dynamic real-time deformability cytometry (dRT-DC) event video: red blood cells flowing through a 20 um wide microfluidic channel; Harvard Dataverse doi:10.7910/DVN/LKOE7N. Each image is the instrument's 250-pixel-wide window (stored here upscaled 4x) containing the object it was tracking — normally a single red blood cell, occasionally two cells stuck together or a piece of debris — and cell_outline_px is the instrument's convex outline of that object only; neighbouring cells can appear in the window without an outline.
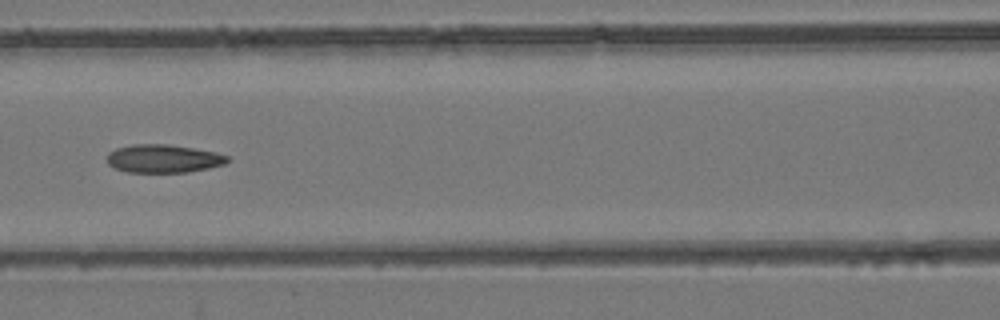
{"species": "common noctule bat (a hibernating species)", "species_latin": "Nyctalus noctula", "temperature_condition": "room temperature", "stored_images_in_passage": 7, "camera_frame_rate_fps": 3000, "um_per_image_px": 0.085, "animal": {"sex": "female", "body_mass_g": 24.6, "forearm_length_mm": 56.2}, "frame": {"image": 1, "passage_image": 7, "time_ms": 2.0, "image_size_px": [1000, 320], "cell_outline_px": [[228, 160], [224, 164], [208, 168], [188, 172], [128, 172], [116, 168], [108, 164], [108, 152], [116, 148], [132, 144], [168, 144], [216, 152], [228, 156]], "centroid_in_image_um": [13.88, 13.48], "position_along_channel_um": 152.7, "area_um2": 19.65}}